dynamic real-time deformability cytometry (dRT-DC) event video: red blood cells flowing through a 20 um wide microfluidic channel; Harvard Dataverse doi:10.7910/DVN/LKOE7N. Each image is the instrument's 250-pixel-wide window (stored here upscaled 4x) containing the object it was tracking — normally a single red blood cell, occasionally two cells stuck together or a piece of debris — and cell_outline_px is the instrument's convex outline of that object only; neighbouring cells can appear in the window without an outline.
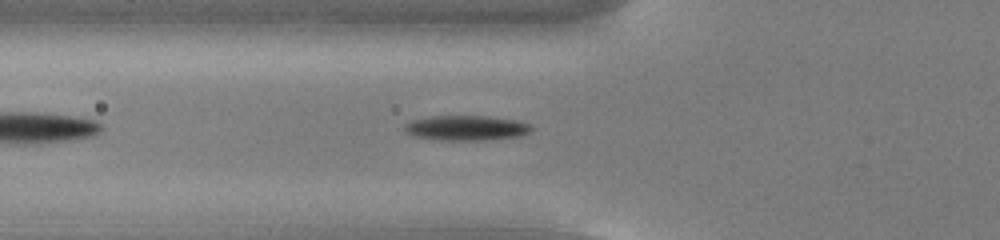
{"species": "common noctule bat (a hibernating species)", "species_latin": "Nyctalus noctula", "temperature_condition": "cold", "stored_images_in_passage": 34, "camera_frame_rate_fps": 3000, "um_per_image_px": 0.085, "animal": {"sex": "male", "body_mass_g": 13.0, "forearm_length_mm": 53.1}, "frame": {"image": 1, "passage_image": 7, "time_ms": 2.0, "image_size_px": [1000, 240], "cell_outline_px": [[532, 128], [528, 132], [520, 136], [480, 140], [440, 140], [412, 136], [404, 128], [404, 124], [412, 120], [432, 116], [488, 116], [516, 120], [532, 124]], "centroid_in_image_um": [39.63, 10.87], "position_along_channel_um": 86.2, "area_um2": 18.38}}
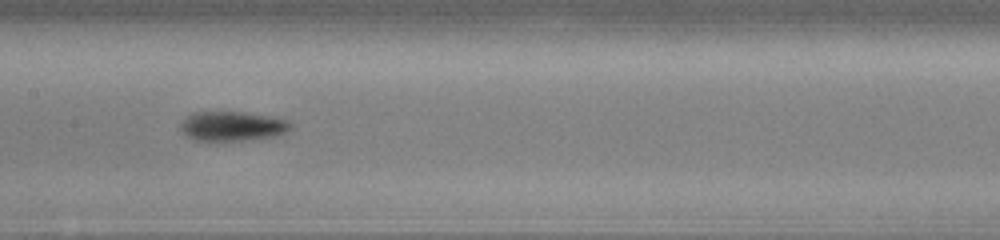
{"frame": {"image": 2, "passage_image": 15, "time_ms": 4.667, "image_size_px": [1000, 240], "cell_outline_px": [[292, 128], [284, 132], [272, 136], [240, 140], [196, 140], [188, 136], [180, 128], [180, 124], [192, 112], [244, 112], [268, 116], [288, 120], [292, 124]], "centroid_in_image_um": [19.74, 10.71], "position_along_channel_um": 187.7, "area_um2": 18.5}}
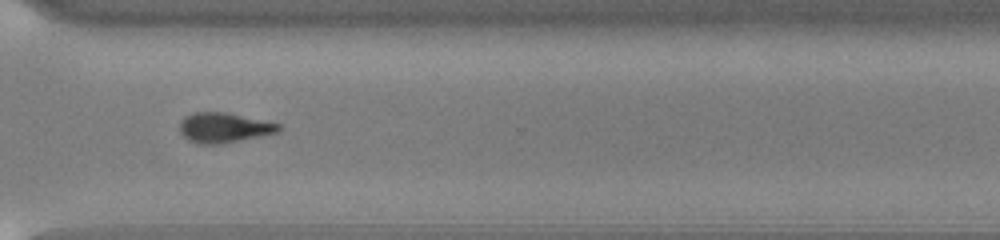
{"frame": {"image": 3, "passage_image": 28, "time_ms": 9.0, "image_size_px": [1000, 240], "cell_outline_px": [[280, 128], [276, 132], [240, 140], [220, 144], [200, 144], [188, 140], [180, 132], [180, 120], [184, 116], [196, 112], [224, 112], [280, 124]], "centroid_in_image_um": [18.96, 10.85], "position_along_channel_um": 351.6, "area_um2": 16.94}, "authors_computed_cell_mechanics": {"area_um2": 17.629, "velocity_mm_per_s": 3.7921, "shape_relaxation_time_tau1_ms": 2.8062, "shape_relaxation_time_tau2_ms": null, "deformation_change_tau1": 0.1269, "deformation_change_tau2": null}}